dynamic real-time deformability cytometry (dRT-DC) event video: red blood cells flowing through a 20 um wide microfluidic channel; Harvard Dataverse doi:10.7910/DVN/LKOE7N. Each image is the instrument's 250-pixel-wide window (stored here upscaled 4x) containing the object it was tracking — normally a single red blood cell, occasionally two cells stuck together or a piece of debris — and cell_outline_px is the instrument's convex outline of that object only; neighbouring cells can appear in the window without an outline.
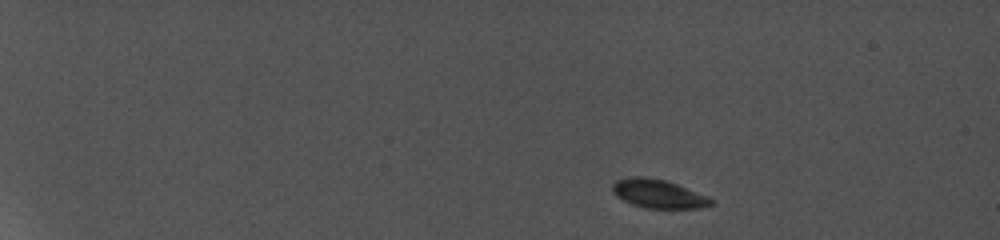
{"species": "common noctule bat (a hibernating species)", "species_latin": "Nyctalus noctula", "temperature_condition": "cold", "stored_images_in_passage": 12, "camera_frame_rate_fps": 5000, "um_per_image_px": 0.085, "animal": {"sex": "female", "body_mass_g": 19.0, "forearm_length_mm": 56.7}, "frame": {"image": 1, "passage_image": 1, "time_ms": 0.0, "image_size_px": [1000, 240], "cell_outline_px": [[716, 204], [700, 208], [644, 208], [632, 204], [616, 196], [612, 192], [612, 184], [616, 180], [664, 180], [676, 184], [708, 196]], "centroid_in_image_um": [56.04, 16.54], "position_along_channel_um": 29.0, "area_um2": 15.61}}
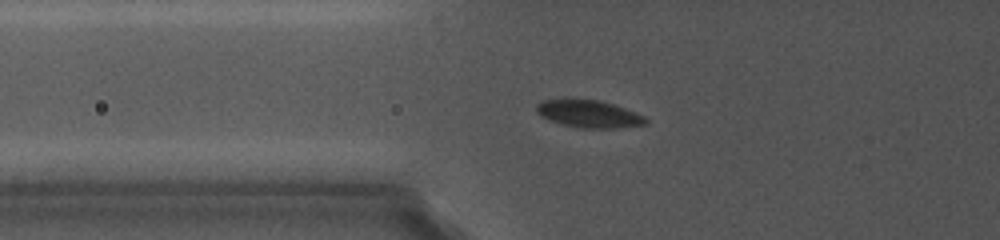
{"frame": {"image": 2, "passage_image": 6, "time_ms": 5.0, "image_size_px": [1000, 240], "cell_outline_px": [[648, 124], [616, 128], [580, 128], [560, 124], [544, 116], [536, 108], [540, 104], [548, 100], [596, 100], [612, 104], [624, 108], [644, 116], [648, 120]], "centroid_in_image_um": [50.16, 9.71], "position_along_channel_um": 75.6, "area_um2": 16.76}}
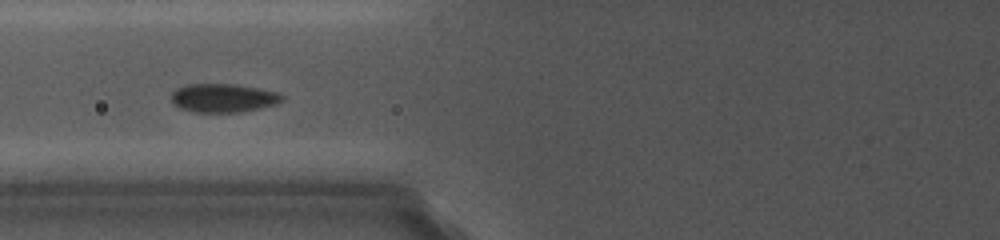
{"frame": {"image": 3, "passage_image": 7, "time_ms": 6.0, "image_size_px": [1000, 240], "cell_outline_px": [[284, 96], [276, 104], [260, 108], [240, 112], [196, 112], [180, 108], [172, 100], [172, 92], [188, 84], [228, 84], [276, 92]], "centroid_in_image_um": [18.96, 8.34], "position_along_channel_um": 106.8, "area_um2": 17.86}}